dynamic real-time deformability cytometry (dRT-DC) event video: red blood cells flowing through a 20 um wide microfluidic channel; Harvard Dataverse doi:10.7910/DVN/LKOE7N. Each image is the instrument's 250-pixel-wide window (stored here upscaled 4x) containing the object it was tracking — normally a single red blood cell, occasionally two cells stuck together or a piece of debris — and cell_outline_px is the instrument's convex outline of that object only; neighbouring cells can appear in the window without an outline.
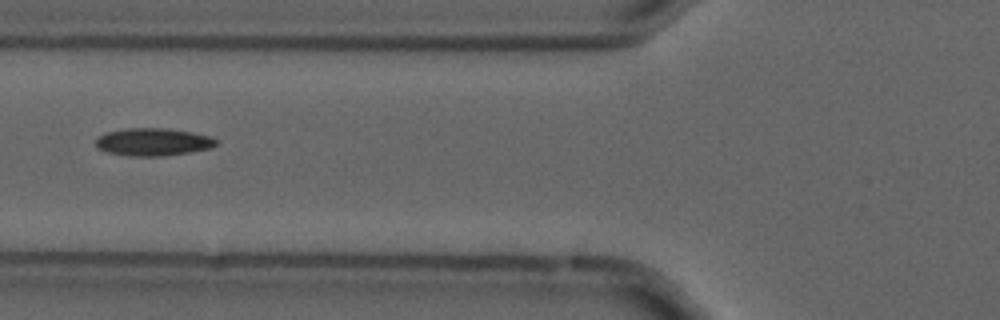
{"species": "common noctule bat (a hibernating species)", "species_latin": "Nyctalus noctula", "temperature_condition": "cold", "stored_images_in_passage": 7, "camera_frame_rate_fps": 3000, "um_per_image_px": 0.085, "animal": {"sex": "male", "forearm_length_mm": 52.5}, "frame": {"image": 1, "passage_image": 4, "time_ms": 1.0, "image_size_px": [1000, 320], "cell_outline_px": [[216, 144], [212, 148], [192, 152], [164, 156], [128, 156], [108, 152], [96, 148], [96, 140], [100, 136], [108, 132], [128, 128], [164, 128], [192, 132], [212, 136], [216, 140]], "centroid_in_image_um": [13.04, 12.07], "position_along_channel_um": 112.8, "area_um2": 19.42}}
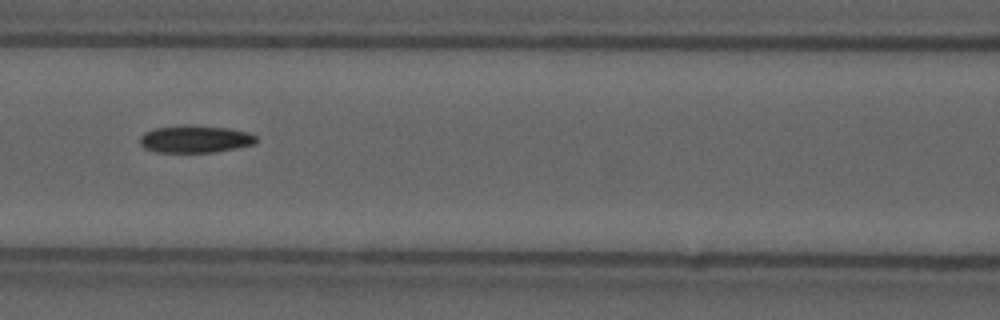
{"frame": {"image": 2, "passage_image": 5, "time_ms": 1.333, "image_size_px": [1000, 320], "cell_outline_px": [[256, 144], [212, 152], [156, 152], [144, 148], [140, 144], [140, 136], [144, 132], [152, 128], [188, 124], [192, 124], [228, 128], [248, 132], [256, 136]], "centroid_in_image_um": [16.55, 11.8], "position_along_channel_um": 150.0, "area_um2": 18.73}}